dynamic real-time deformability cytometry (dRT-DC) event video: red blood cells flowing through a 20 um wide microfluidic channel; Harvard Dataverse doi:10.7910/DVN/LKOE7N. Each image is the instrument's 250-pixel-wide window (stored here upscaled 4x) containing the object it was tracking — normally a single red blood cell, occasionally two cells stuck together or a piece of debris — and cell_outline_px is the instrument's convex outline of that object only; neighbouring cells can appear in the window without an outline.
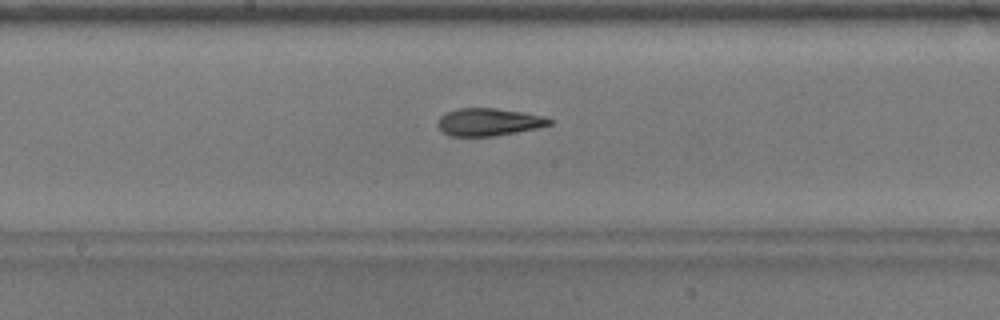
{"species": "common noctule bat (a hibernating species)", "species_latin": "Nyctalus noctula", "temperature_condition": "warm", "stored_images_in_passage": 46, "camera_frame_rate_fps": 3000, "um_per_image_px": 0.085, "animal": {"sex": "male", "body_mass_g": 17.9}, "frame": {"image": 1, "passage_image": 27, "time_ms": 8.667, "image_size_px": [1000, 320], "cell_outline_px": [[552, 124], [540, 128], [492, 136], [452, 136], [444, 132], [436, 124], [440, 116], [444, 112], [456, 108], [496, 108], [524, 112], [544, 116], [552, 120]], "centroid_in_image_um": [41.54, 10.36], "position_along_channel_um": 206.7, "area_um2": 18.09}}
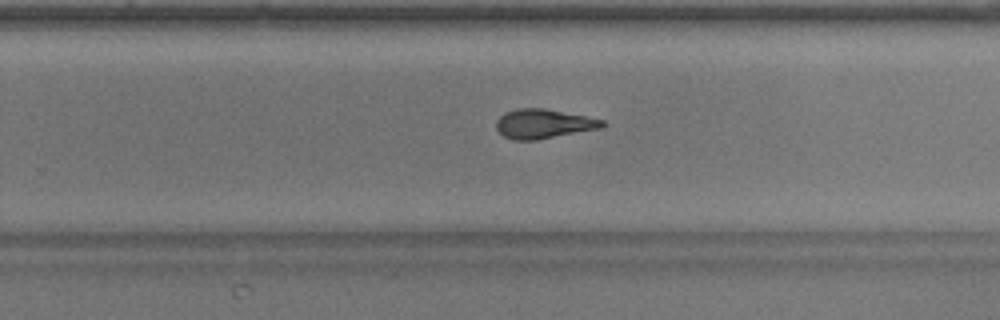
{"frame": {"image": 2, "passage_image": 33, "time_ms": 10.667, "image_size_px": [1000, 320], "cell_outline_px": [[604, 128], [536, 140], [512, 140], [504, 136], [496, 128], [496, 120], [504, 112], [516, 108], [544, 108], [604, 120]], "centroid_in_image_um": [46.18, 10.52], "position_along_channel_um": 283.6, "area_um2": 18.21}}
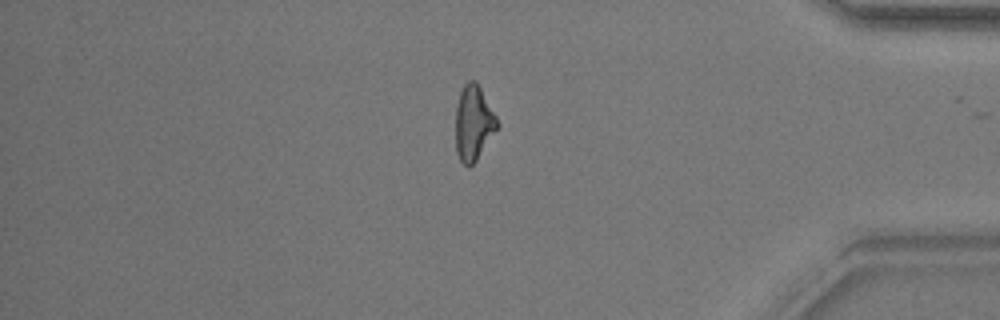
{"frame": {"image": 3, "passage_image": 44, "time_ms": 14.333, "image_size_px": [1000, 320], "cell_outline_px": [[500, 124], [476, 160], [468, 168], [460, 160], [456, 152], [456, 108], [460, 92], [464, 84], [468, 80], [476, 80], [496, 116]], "centroid_in_image_um": [40.24, 10.44], "position_along_channel_um": 395.0, "area_um2": 18.03}}